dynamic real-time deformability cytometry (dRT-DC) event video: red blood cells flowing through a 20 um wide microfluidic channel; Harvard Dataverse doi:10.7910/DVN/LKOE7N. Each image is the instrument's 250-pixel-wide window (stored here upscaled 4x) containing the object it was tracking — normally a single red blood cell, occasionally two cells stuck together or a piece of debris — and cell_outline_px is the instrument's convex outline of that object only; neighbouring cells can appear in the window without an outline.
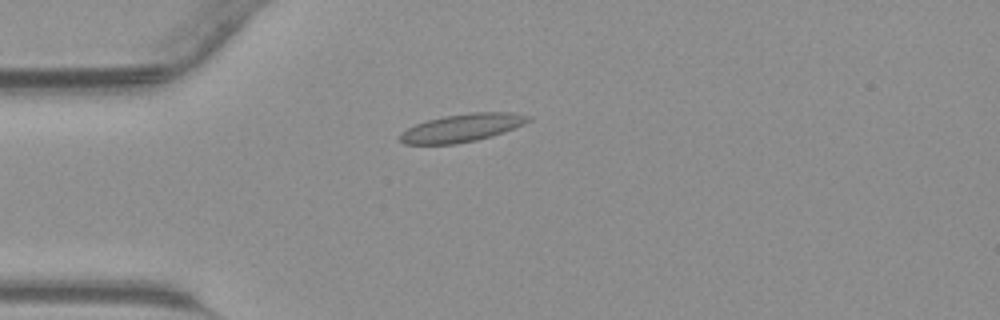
{"species": "common noctule bat (a hibernating species)", "species_latin": "Nyctalus noctula", "temperature_condition": "warm", "stored_images_in_passage": 33, "camera_frame_rate_fps": 3000, "um_per_image_px": 0.085, "animal": {"sex": "male", "body_mass_g": 23.1, "forearm_length_mm": 52.7}, "frame": {"image": 1, "passage_image": 1, "time_ms": 0.0, "image_size_px": [1000, 320], "cell_outline_px": [[532, 120], [524, 124], [492, 136], [476, 140], [456, 144], [404, 144], [400, 140], [400, 136], [408, 128], [416, 124], [428, 120], [444, 116], [468, 112], [512, 112], [532, 116]], "centroid_in_image_um": [39.33, 10.85], "position_along_channel_um": 45.7, "area_um2": 20.81}}
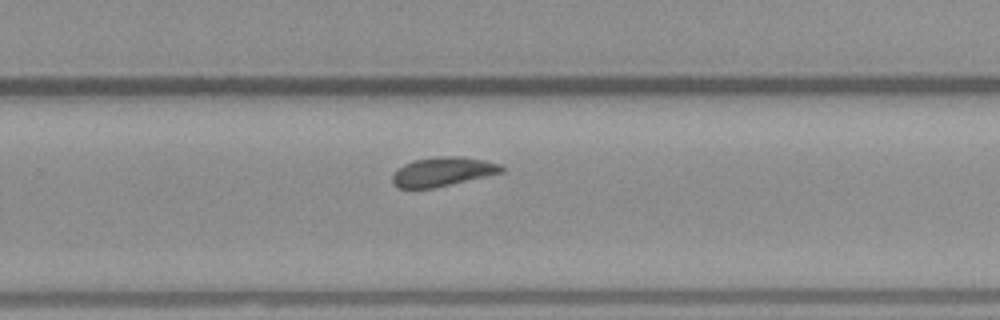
{"frame": {"image": 2, "passage_image": 18, "time_ms": 5.667, "image_size_px": [1000, 320], "cell_outline_px": [[504, 172], [436, 188], [396, 188], [392, 184], [392, 176], [396, 168], [404, 164], [416, 160], [436, 156], [460, 156], [484, 160], [500, 164], [504, 168]], "centroid_in_image_um": [37.61, 14.6], "position_along_channel_um": 292.2, "area_um2": 18.73}}
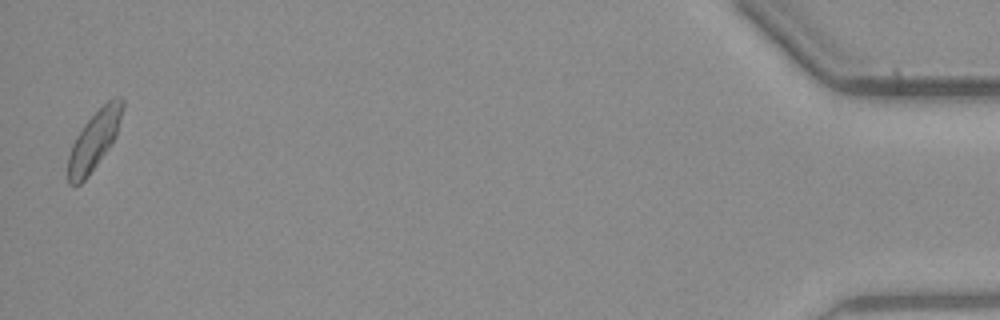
{"frame": {"image": 3, "passage_image": 33, "time_ms": 10.667, "image_size_px": [1000, 320], "cell_outline_px": [[124, 108], [116, 136], [112, 144], [88, 176], [80, 184], [68, 184], [68, 156], [72, 144], [76, 136], [84, 124], [112, 96], [120, 96], [124, 100]], "centroid_in_image_um": [8.03, 11.9], "position_along_channel_um": 427.2, "area_um2": 18.67}}